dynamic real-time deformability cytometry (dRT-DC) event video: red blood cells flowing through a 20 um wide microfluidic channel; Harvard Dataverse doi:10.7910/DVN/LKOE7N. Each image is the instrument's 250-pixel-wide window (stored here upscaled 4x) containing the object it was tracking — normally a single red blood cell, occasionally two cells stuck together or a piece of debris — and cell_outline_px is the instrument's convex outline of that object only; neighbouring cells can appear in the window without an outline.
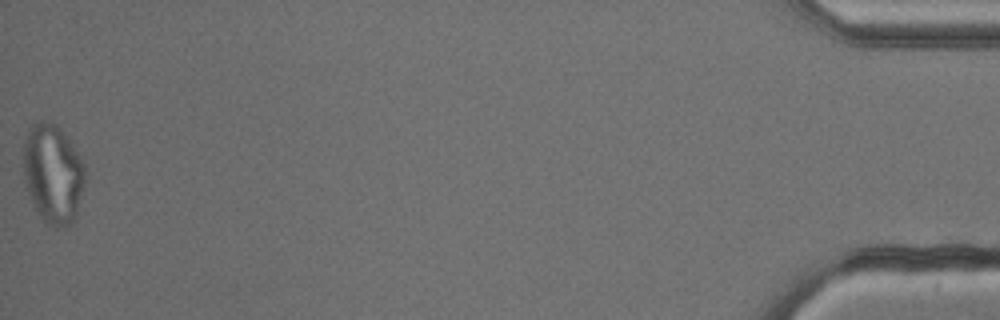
{"species": "common noctule bat (a hibernating species)", "species_latin": "Nyctalus noctula", "temperature_condition": "cold", "stored_images_in_passage": 53, "camera_frame_rate_fps": 3000, "um_per_image_px": 0.085, "animal": {"sex": "male", "body_mass_g": 13.3}, "frame": {"image": 1, "passage_image": 53, "time_ms": 17.333, "image_size_px": [1000, 320], "cell_outline_px": [[84, 184], [76, 216], [72, 224], [56, 228], [48, 224], [40, 216], [28, 192], [24, 180], [24, 140], [28, 128], [32, 124], [40, 120], [56, 124], [68, 136], [80, 156], [84, 164]], "centroid_in_image_um": [4.5, 14.74], "position_along_channel_um": 430.7, "area_um2": 35.66}}